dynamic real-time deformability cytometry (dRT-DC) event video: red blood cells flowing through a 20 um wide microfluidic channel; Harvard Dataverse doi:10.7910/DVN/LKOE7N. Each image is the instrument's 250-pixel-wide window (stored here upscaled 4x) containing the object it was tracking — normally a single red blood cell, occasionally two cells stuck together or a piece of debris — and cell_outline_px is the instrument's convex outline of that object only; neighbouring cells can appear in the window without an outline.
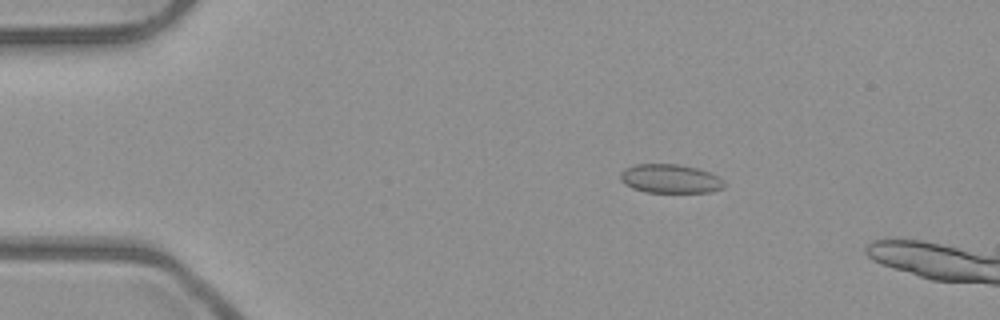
{"species": "common noctule bat (a hibernating species)", "species_latin": "Nyctalus noctula", "temperature_condition": "room temperature", "stored_images_in_passage": 5, "camera_frame_rate_fps": 3000, "um_per_image_px": 0.085, "animal": {"sex": "male", "body_mass_g": 23.1, "forearm_length_mm": 52.7}, "frame": {"image": 1, "passage_image": 3, "time_ms": 0.667, "image_size_px": [1000, 320], "cell_outline_px": [[724, 188], [712, 192], [644, 192], [632, 188], [624, 184], [620, 180], [620, 172], [624, 168], [636, 164], [680, 164], [696, 168], [708, 172], [724, 180]], "centroid_in_image_um": [56.93, 15.19], "position_along_channel_um": 28.1, "area_um2": 17.57}}